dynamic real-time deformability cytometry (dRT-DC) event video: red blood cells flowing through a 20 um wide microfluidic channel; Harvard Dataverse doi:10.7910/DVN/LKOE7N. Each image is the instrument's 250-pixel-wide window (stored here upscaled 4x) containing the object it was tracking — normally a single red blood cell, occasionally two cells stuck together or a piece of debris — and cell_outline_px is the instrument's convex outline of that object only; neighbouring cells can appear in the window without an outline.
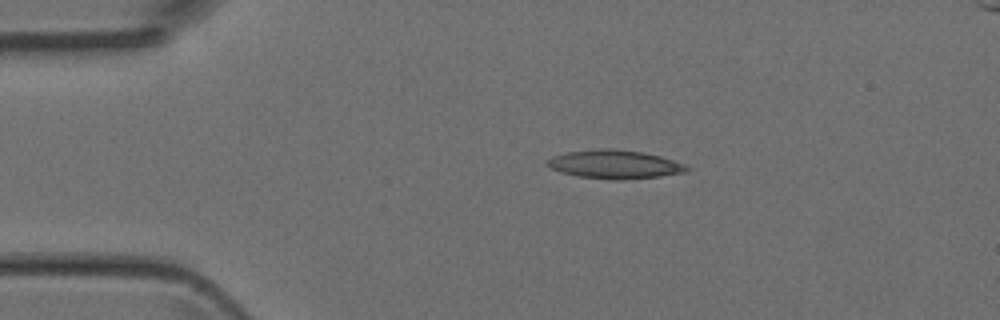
{"species": "Egyptian fruit bat (a non-hibernating species)", "species_latin": "Rousettus aegyptiacus", "temperature_condition": "room temperature", "stored_images_in_passage": 3, "camera_frame_rate_fps": 3000, "um_per_image_px": 0.085, "animal": {"sex": "female"}, "frame": {"image": 1, "passage_image": 2, "time_ms": 0.333, "image_size_px": [1000, 320], "cell_outline_px": [[692, 168], [688, 172], [660, 176], [620, 180], [612, 180], [576, 176], [560, 172], [544, 164], [544, 160], [552, 156], [568, 152], [596, 148], [612, 148], [644, 152], [660, 156], [684, 164]], "centroid_in_image_um": [52.22, 13.97], "position_along_channel_um": 32.8, "area_um2": 23.58}}